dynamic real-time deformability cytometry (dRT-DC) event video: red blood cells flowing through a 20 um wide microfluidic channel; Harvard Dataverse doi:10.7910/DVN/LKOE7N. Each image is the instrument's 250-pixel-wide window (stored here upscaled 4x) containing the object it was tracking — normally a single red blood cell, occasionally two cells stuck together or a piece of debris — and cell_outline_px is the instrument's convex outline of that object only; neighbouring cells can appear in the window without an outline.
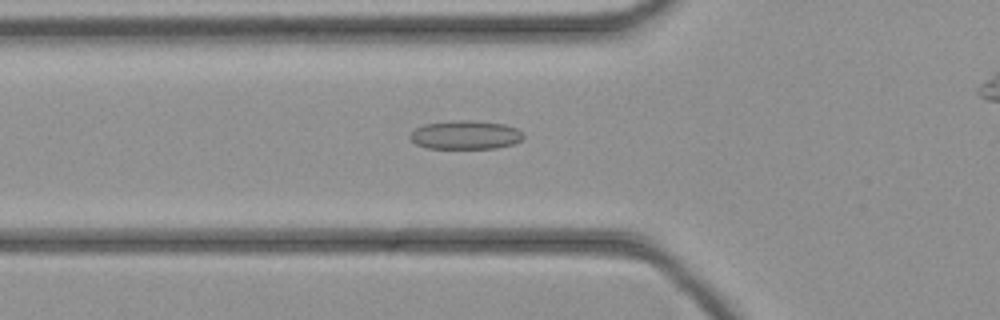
{"species": "common noctule bat (a hibernating species)", "species_latin": "Nyctalus noctula", "temperature_condition": "cold", "stored_images_in_passage": 41, "camera_frame_rate_fps": 3000, "um_per_image_px": 0.085, "animal": {"sex": "female", "body_mass_g": 21.9}, "frame": {"image": 1, "passage_image": 16, "time_ms": 5.0, "image_size_px": [1000, 320], "cell_outline_px": [[524, 136], [520, 140], [512, 144], [496, 148], [428, 148], [416, 144], [408, 136], [416, 128], [424, 124], [456, 120], [476, 120], [504, 124], [516, 128]], "centroid_in_image_um": [39.55, 11.46], "position_along_channel_um": 86.3, "area_um2": 18.84}}
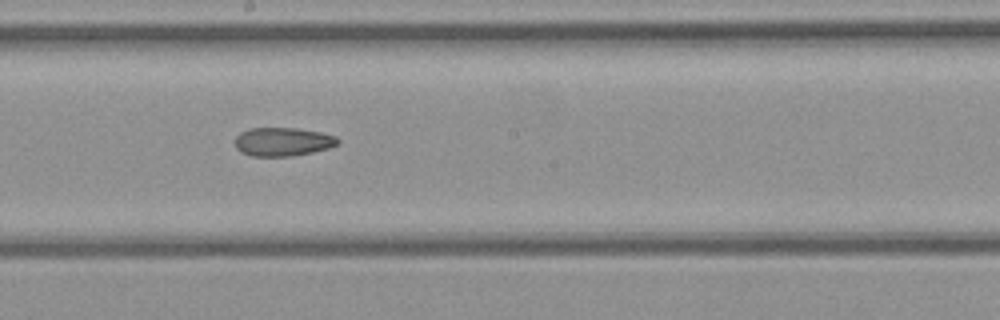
{"frame": {"image": 2, "passage_image": 25, "time_ms": 8.0, "image_size_px": [1000, 320], "cell_outline_px": [[340, 144], [328, 148], [312, 152], [292, 156], [252, 156], [240, 152], [236, 148], [236, 136], [240, 132], [248, 128], [296, 128], [320, 132], [336, 136], [340, 140]], "centroid_in_image_um": [24.04, 12.04], "position_along_channel_um": 224.2, "area_um2": 17.22}}
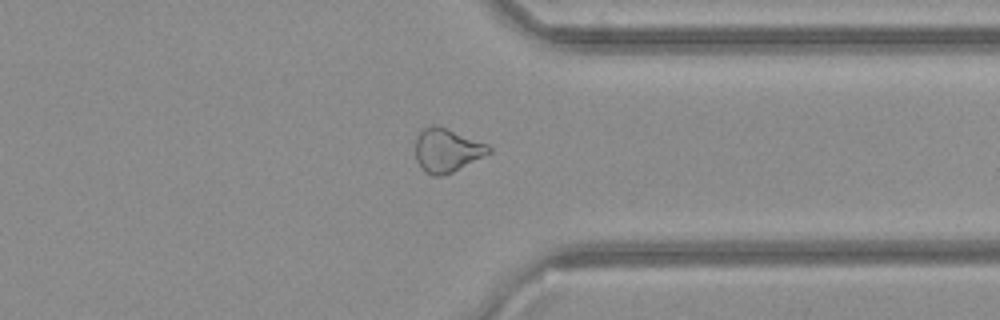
{"frame": {"image": 3, "passage_image": 35, "time_ms": 11.333, "image_size_px": [1000, 320], "cell_outline_px": [[492, 152], [452, 172], [440, 176], [432, 176], [424, 172], [416, 160], [416, 136], [420, 128], [432, 124], [444, 128], [488, 144], [492, 148]], "centroid_in_image_um": [37.95, 12.77], "position_along_channel_um": 373.4, "area_um2": 18.61}}